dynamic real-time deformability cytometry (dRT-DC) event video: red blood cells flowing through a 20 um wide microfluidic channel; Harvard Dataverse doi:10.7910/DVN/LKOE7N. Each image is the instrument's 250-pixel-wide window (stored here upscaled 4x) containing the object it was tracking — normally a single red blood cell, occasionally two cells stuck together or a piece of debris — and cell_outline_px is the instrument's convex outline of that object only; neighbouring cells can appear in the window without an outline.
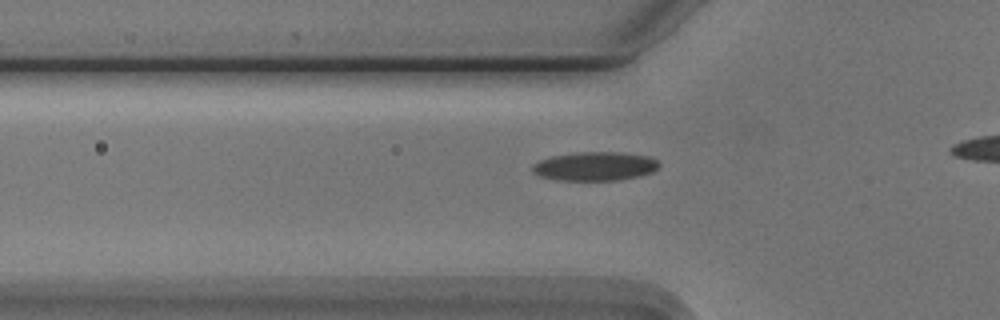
{"species": "Egyptian fruit bat (a non-hibernating species)", "species_latin": "Rousettus aegyptiacus", "temperature_condition": "cold", "stored_images_in_passage": 38, "camera_frame_rate_fps": 3000, "um_per_image_px": 0.085, "animal": {"sex": "male"}, "frame": {"image": 1, "passage_image": 12, "time_ms": 3.667, "image_size_px": [1000, 320], "cell_outline_px": [[660, 164], [652, 172], [640, 176], [620, 180], [556, 180], [536, 176], [532, 172], [532, 164], [540, 160], [552, 156], [584, 152], [616, 152], [648, 156], [656, 160]], "centroid_in_image_um": [50.53, 14.14], "position_along_channel_um": 75.3, "area_um2": 21.27}}
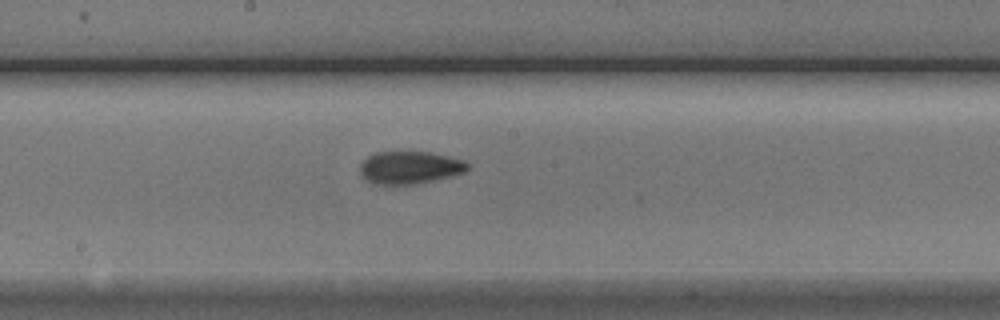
{"frame": {"image": 2, "passage_image": 23, "time_ms": 7.333, "image_size_px": [1000, 320], "cell_outline_px": [[468, 168], [464, 172], [432, 180], [412, 184], [376, 184], [368, 180], [360, 172], [360, 164], [368, 156], [376, 152], [428, 152], [448, 156], [464, 160], [468, 164]], "centroid_in_image_um": [34.82, 14.22], "position_along_channel_um": 213.4, "area_um2": 20.0}}
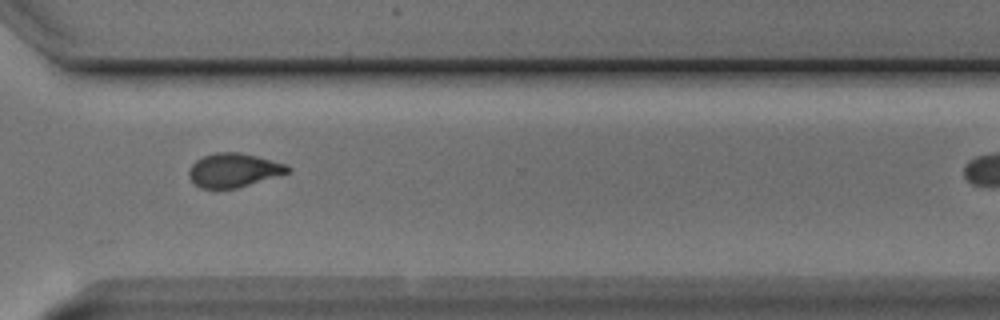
{"frame": {"image": 3, "passage_image": 34, "time_ms": 11.0, "image_size_px": [1000, 320], "cell_outline_px": [[292, 168], [288, 172], [236, 188], [200, 188], [188, 176], [188, 172], [192, 164], [196, 160], [204, 156], [216, 152], [240, 152], [288, 164]], "centroid_in_image_um": [19.85, 14.45], "position_along_channel_um": 350.7, "area_um2": 19.25}}